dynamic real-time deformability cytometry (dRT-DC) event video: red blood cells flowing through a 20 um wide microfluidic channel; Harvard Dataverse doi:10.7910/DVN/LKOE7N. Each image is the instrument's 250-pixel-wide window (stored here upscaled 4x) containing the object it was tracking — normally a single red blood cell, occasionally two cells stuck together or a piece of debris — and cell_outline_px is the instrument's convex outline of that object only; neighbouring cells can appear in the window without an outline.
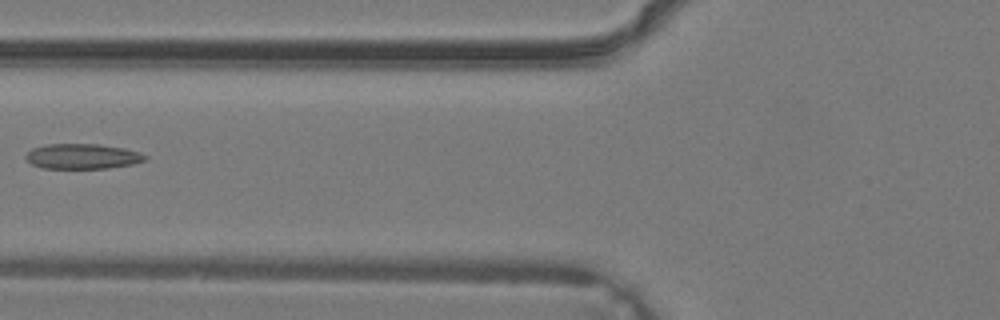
{"species": "common noctule bat (a hibernating species)", "species_latin": "Nyctalus noctula", "temperature_condition": "warm", "stored_images_in_passage": 38, "camera_frame_rate_fps": 3000, "um_per_image_px": 0.085, "animal": {"sex": "male", "body_mass_g": 19.2, "forearm_length_mm": 51.8}, "frame": {"image": 1, "passage_image": 16, "time_ms": 5.0, "image_size_px": [1000, 320], "cell_outline_px": [[148, 156], [144, 160], [132, 164], [108, 168], [44, 168], [32, 164], [24, 156], [32, 148], [48, 144], [100, 144], [124, 148], [140, 152]], "centroid_in_image_um": [7.01, 13.28], "position_along_channel_um": 118.8, "area_um2": 17.4}}
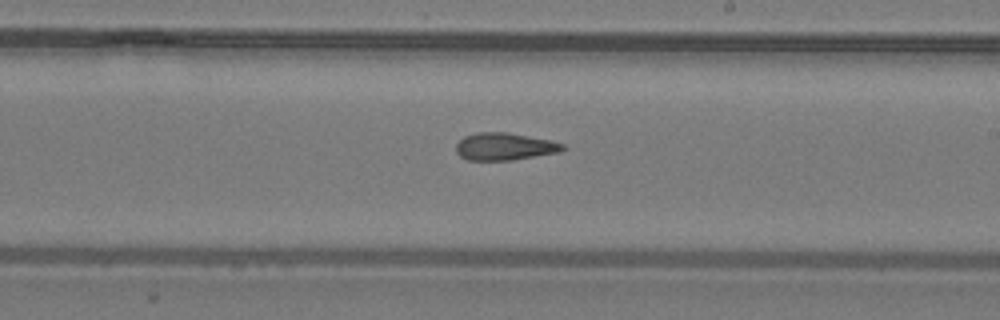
{"frame": {"image": 2, "passage_image": 23, "time_ms": 7.333, "image_size_px": [1000, 320], "cell_outline_px": [[568, 148], [560, 152], [512, 160], [468, 160], [460, 156], [456, 152], [456, 144], [464, 136], [476, 132], [508, 132], [552, 140], [564, 144]], "centroid_in_image_um": [42.92, 12.45], "position_along_channel_um": 246.1, "area_um2": 17.22}}
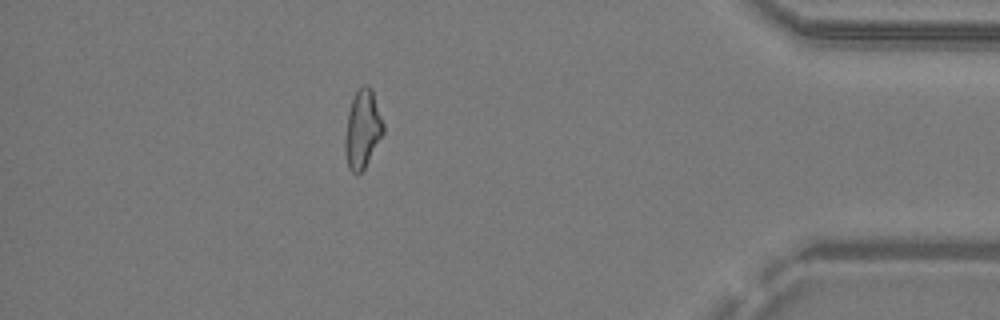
{"frame": {"image": 3, "passage_image": 34, "time_ms": 11.0, "image_size_px": [1000, 320], "cell_outline_px": [[384, 132], [364, 168], [356, 176], [348, 168], [344, 152], [344, 136], [348, 112], [352, 100], [356, 92], [364, 84], [368, 84], [372, 88], [384, 124]], "centroid_in_image_um": [30.8, 10.98], "position_along_channel_um": 404.4, "area_um2": 17.57}}